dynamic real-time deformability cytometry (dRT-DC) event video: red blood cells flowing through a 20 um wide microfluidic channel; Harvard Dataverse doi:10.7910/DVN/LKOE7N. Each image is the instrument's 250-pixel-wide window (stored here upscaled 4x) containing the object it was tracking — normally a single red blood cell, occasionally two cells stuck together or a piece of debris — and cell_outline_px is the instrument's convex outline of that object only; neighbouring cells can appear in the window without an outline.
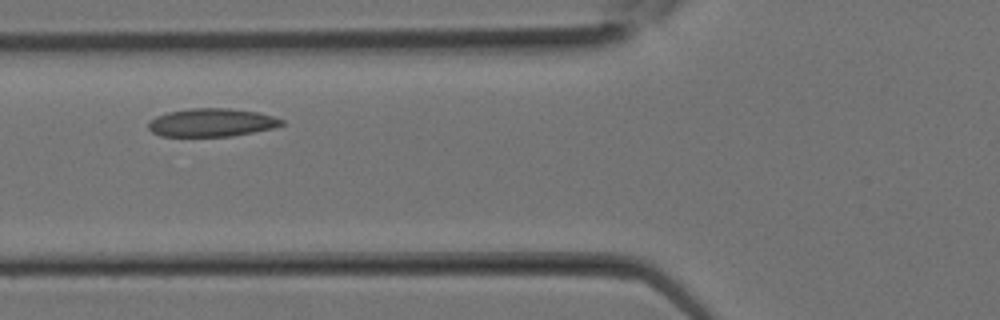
{"species": "Egyptian fruit bat (a non-hibernating species)", "species_latin": "Rousettus aegyptiacus", "temperature_condition": "room temperature", "stored_images_in_passage": 9, "camera_frame_rate_fps": 3000, "um_per_image_px": 0.085, "animal": {"sex": "female"}, "frame": {"image": 1, "passage_image": 6, "time_ms": 1.667, "image_size_px": [1000, 320], "cell_outline_px": [[284, 124], [276, 128], [232, 136], [160, 136], [152, 132], [148, 128], [148, 124], [156, 116], [168, 112], [192, 108], [228, 108], [256, 112], [272, 116], [284, 120]], "centroid_in_image_um": [18.01, 10.42], "position_along_channel_um": 107.8, "area_um2": 21.85}}
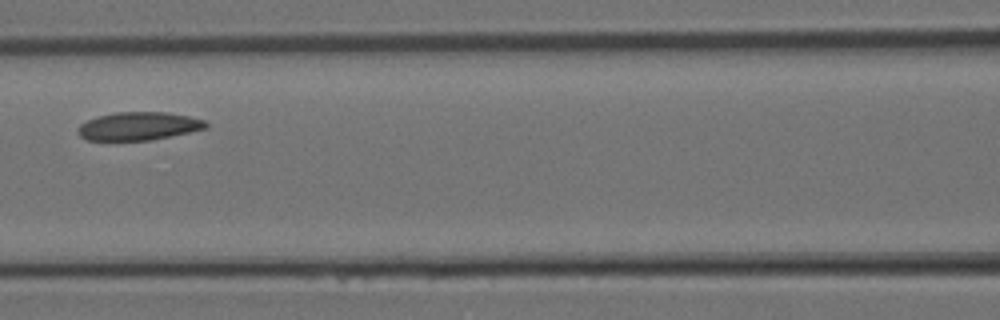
{"frame": {"image": 2, "passage_image": 8, "time_ms": 2.333, "image_size_px": [1000, 320], "cell_outline_px": [[208, 128], [152, 140], [88, 140], [80, 136], [76, 132], [76, 128], [80, 124], [96, 116], [116, 112], [164, 112], [188, 116], [204, 120], [208, 124]], "centroid_in_image_um": [11.75, 10.72], "position_along_channel_um": 154.8, "area_um2": 21.04}}